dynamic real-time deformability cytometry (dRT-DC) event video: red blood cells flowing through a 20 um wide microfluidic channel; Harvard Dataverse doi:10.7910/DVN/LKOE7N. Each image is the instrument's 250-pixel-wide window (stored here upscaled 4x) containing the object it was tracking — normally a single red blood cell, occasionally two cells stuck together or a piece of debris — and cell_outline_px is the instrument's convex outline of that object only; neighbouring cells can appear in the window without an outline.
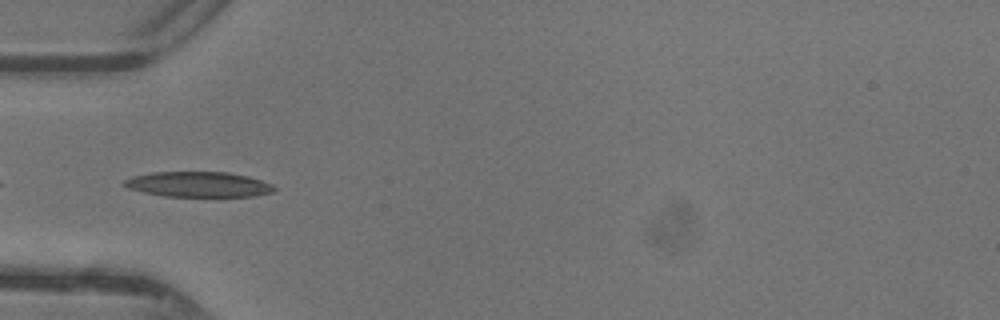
{"species": "common noctule bat (a hibernating species)", "species_latin": "Nyctalus noctula", "temperature_condition": "warm", "stored_images_in_passage": 32, "camera_frame_rate_fps": 3000, "um_per_image_px": 0.085, "animal": {"sex": "female"}, "frame": {"image": 1, "passage_image": 1, "time_ms": 0.0, "image_size_px": [1000, 320], "cell_outline_px": [[276, 188], [272, 192], [256, 196], [164, 196], [144, 192], [128, 188], [120, 184], [124, 180], [132, 176], [152, 172], [228, 172], [248, 176], [272, 184]], "centroid_in_image_um": [16.84, 15.67], "position_along_channel_um": 68.2, "area_um2": 22.08}}
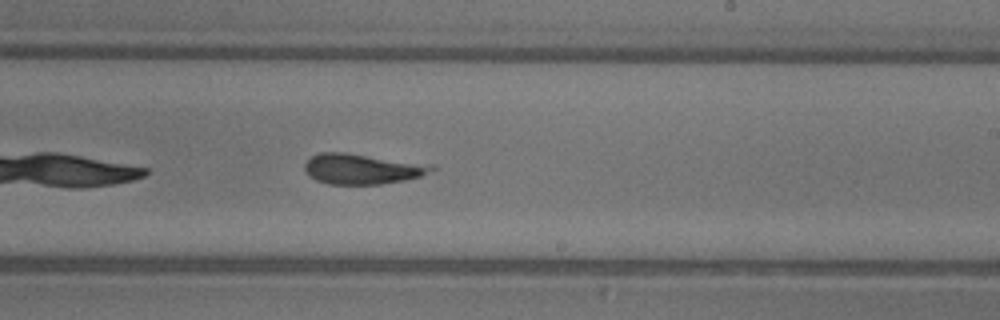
{"frame": {"image": 2, "passage_image": 14, "time_ms": 4.333, "image_size_px": [1000, 320], "cell_outline_px": [[436, 168], [420, 176], [404, 180], [380, 184], [328, 184], [316, 180], [308, 176], [304, 168], [304, 164], [312, 156], [320, 152], [344, 152], [432, 164]], "centroid_in_image_um": [30.75, 14.35], "position_along_channel_um": 258.2, "area_um2": 22.43}}
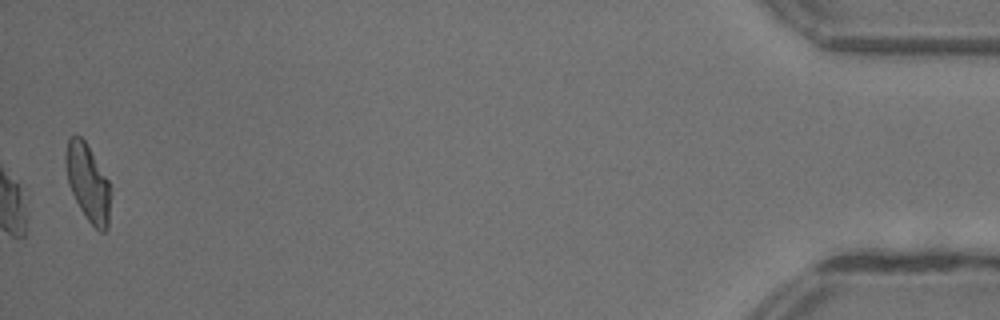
{"frame": {"image": 3, "passage_image": 32, "time_ms": 10.333, "image_size_px": [1000, 320], "cell_outline_px": [[108, 228], [104, 232], [100, 232], [88, 220], [80, 208], [68, 184], [64, 164], [64, 152], [68, 136], [76, 132], [84, 140], [108, 180]], "centroid_in_image_um": [7.39, 15.44], "position_along_channel_um": 427.8, "area_um2": 19.83}, "authors_computed_cell_mechanics": {"area_um2": 21.9351, "velocity_mm_per_s": 4.3809, "shape_relaxation_time_tau1_ms": 3.022, "shape_relaxation_time_tau2_ms": 3.0611, "deformation_change_tau1": 0.1195, "deformation_change_tau2": 0.1333}}